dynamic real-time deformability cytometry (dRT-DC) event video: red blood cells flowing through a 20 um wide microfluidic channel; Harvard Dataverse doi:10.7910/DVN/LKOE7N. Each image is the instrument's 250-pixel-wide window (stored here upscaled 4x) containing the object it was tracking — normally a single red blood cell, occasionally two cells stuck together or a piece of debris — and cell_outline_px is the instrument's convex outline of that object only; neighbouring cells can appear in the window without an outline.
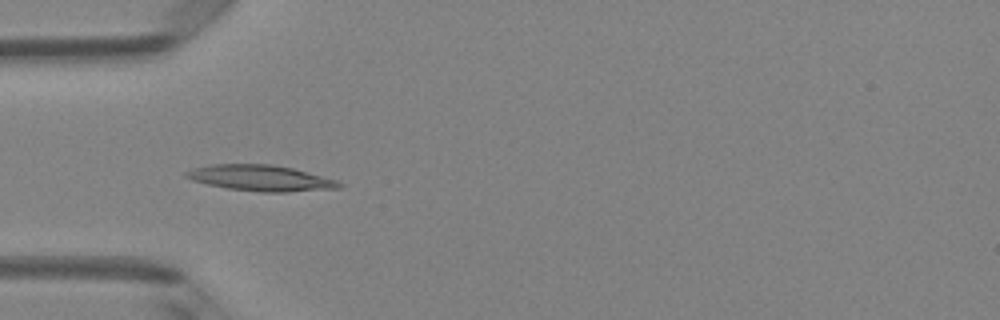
{"species": "Egyptian fruit bat (a non-hibernating species)", "species_latin": "Rousettus aegyptiacus", "temperature_condition": "room temperature", "stored_images_in_passage": 7, "camera_frame_rate_fps": 3000, "um_per_image_px": 0.085, "animal": {"sex": "female"}, "frame": {"image": 1, "passage_image": 4, "time_ms": 1.0, "image_size_px": [1000, 320], "cell_outline_px": [[344, 184], [340, 188], [288, 192], [260, 192], [228, 188], [208, 184], [192, 180], [184, 176], [184, 172], [192, 168], [212, 164], [272, 164], [292, 168], [336, 180]], "centroid_in_image_um": [22.14, 15.13], "position_along_channel_um": 62.9, "area_um2": 23.0}}
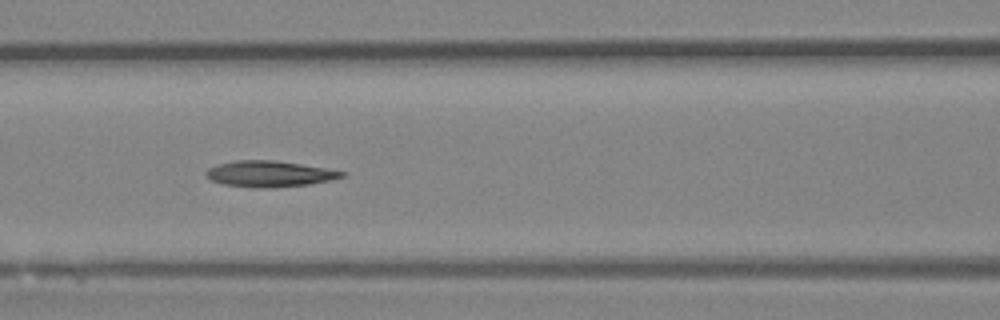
{"frame": {"image": 2, "passage_image": 6, "time_ms": 1.667, "image_size_px": [1000, 320], "cell_outline_px": [[348, 172], [344, 176], [328, 180], [308, 184], [276, 188], [252, 188], [224, 184], [212, 180], [204, 172], [208, 168], [216, 164], [236, 160], [272, 160], [300, 164]], "centroid_in_image_um": [22.87, 14.78], "position_along_channel_um": 143.7, "area_um2": 20.52}}
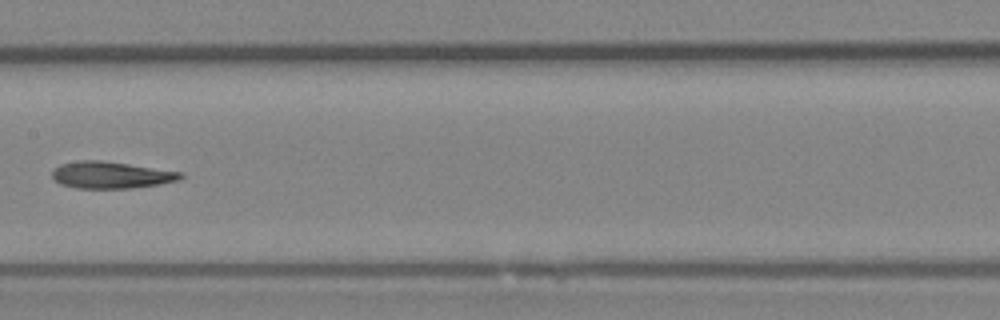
{"frame": {"image": 3, "passage_image": 7, "time_ms": 2.0, "image_size_px": [1000, 320], "cell_outline_px": [[184, 176], [180, 180], [160, 184], [132, 188], [76, 188], [60, 184], [52, 176], [52, 168], [60, 164], [80, 160], [100, 160], [184, 172]], "centroid_in_image_um": [9.45, 14.87], "position_along_channel_um": 198.0, "area_um2": 20.17}}